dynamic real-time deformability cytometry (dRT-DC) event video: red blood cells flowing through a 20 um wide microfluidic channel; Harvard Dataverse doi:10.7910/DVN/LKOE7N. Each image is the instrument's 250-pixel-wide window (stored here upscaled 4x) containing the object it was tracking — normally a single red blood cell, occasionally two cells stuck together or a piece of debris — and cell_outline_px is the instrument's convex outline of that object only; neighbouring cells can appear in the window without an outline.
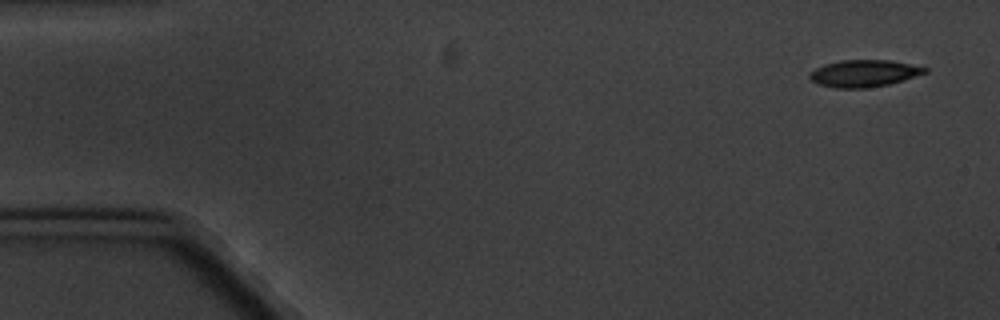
{"species": "common noctule bat (a hibernating species)", "species_latin": "Nyctalus noctula", "temperature_condition": "cold", "stored_images_in_passage": 6, "camera_frame_rate_fps": 3000, "um_per_image_px": 0.085, "animal": {"sex": "male", "body_mass_g": 20.1, "forearm_length_mm": 53.5}, "frame": {"image": 1, "passage_image": 1, "time_ms": 0.0, "image_size_px": [1000, 320], "cell_outline_px": [[928, 72], [904, 80], [888, 84], [864, 88], [836, 88], [820, 84], [812, 80], [808, 76], [808, 72], [824, 64], [840, 60], [888, 60], [928, 68]], "centroid_in_image_um": [73.41, 6.23], "position_along_channel_um": 11.6, "area_um2": 17.98}}
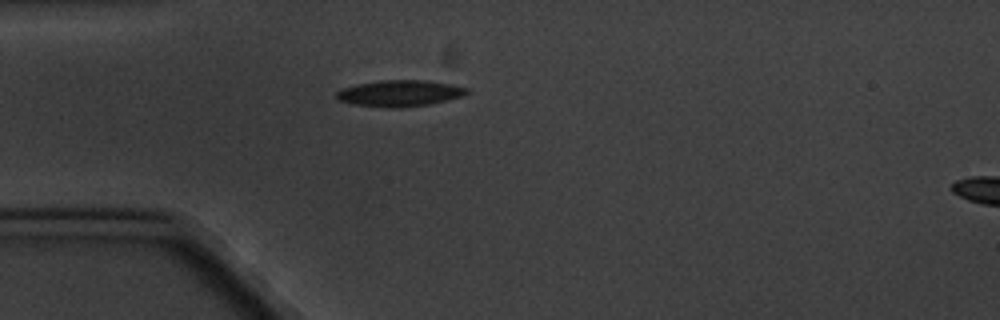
{"frame": {"image": 2, "passage_image": 5, "time_ms": 4.333, "image_size_px": [1000, 320], "cell_outline_px": [[468, 92], [460, 96], [428, 104], [400, 108], [388, 108], [352, 104], [340, 100], [336, 96], [336, 92], [344, 88], [356, 84], [380, 80], [428, 80], [452, 84], [468, 88]], "centroid_in_image_um": [33.95, 7.92], "position_along_channel_um": 51.0, "area_um2": 19.83}}